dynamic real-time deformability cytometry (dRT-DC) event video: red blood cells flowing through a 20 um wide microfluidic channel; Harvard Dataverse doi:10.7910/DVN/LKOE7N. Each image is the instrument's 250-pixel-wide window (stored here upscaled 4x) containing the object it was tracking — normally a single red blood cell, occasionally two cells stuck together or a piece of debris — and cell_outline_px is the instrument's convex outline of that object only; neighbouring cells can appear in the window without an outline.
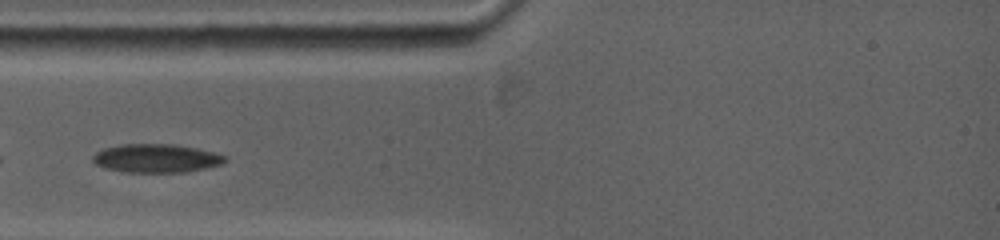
{"species": "common noctule bat (a hibernating species)", "species_latin": "Nyctalus noctula", "temperature_condition": "warm", "stored_images_in_passage": 9, "camera_frame_rate_fps": 5000, "um_per_image_px": 0.085, "animal": {"sex": "female", "body_mass_g": 19.0, "forearm_length_mm": 53.3}, "frame": {"image": 1, "passage_image": 1, "time_ms": 0.0, "image_size_px": [1000, 240], "cell_outline_px": [[228, 160], [220, 164], [188, 172], [124, 172], [104, 168], [96, 164], [92, 160], [92, 156], [96, 152], [104, 148], [120, 144], [176, 144], [196, 148], [228, 156]], "centroid_in_image_um": [13.27, 13.45], "position_along_channel_um": 71.7, "area_um2": 22.08}}
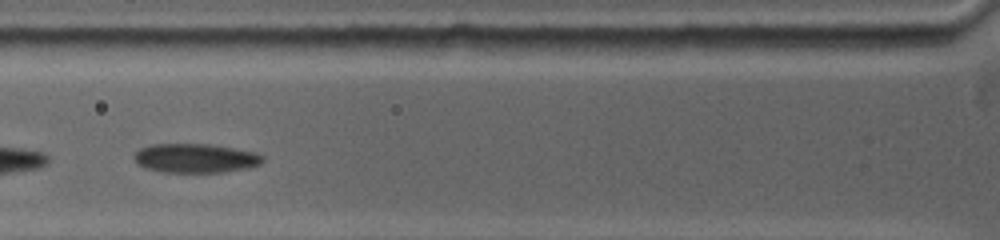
{"frame": {"image": 2, "passage_image": 3, "time_ms": 1.0, "image_size_px": [1000, 240], "cell_outline_px": [[264, 160], [260, 164], [248, 168], [224, 172], [164, 172], [144, 168], [136, 164], [132, 156], [140, 148], [152, 144], [208, 144], [256, 152], [264, 156]], "centroid_in_image_um": [16.59, 13.45], "position_along_channel_um": 109.2, "area_um2": 21.96}}